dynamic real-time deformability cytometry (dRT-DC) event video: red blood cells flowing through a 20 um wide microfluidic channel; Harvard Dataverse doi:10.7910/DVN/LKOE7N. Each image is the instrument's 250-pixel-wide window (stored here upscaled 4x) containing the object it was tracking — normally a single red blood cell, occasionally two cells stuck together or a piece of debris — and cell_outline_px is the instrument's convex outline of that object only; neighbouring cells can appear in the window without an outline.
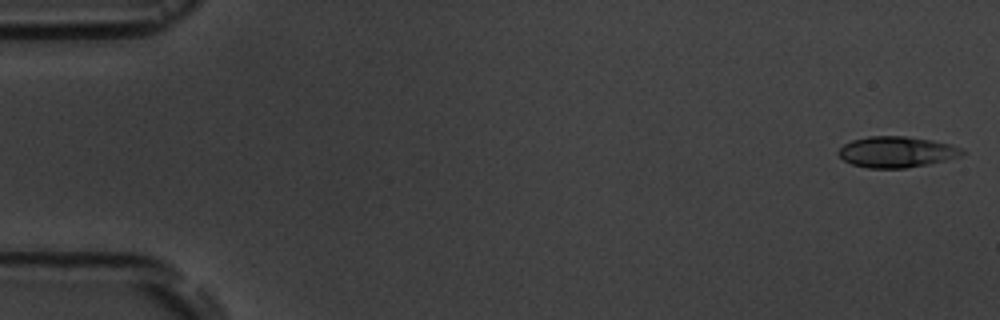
{"species": "common noctule bat (a hibernating species)", "species_latin": "Nyctalus noctula", "temperature_condition": "room temperature", "stored_images_in_passage": 11, "camera_frame_rate_fps": 3000, "um_per_image_px": 0.085, "animal": {"sex": "male", "body_mass_g": 19.5, "forearm_length_mm": 54.6}, "frame": {"image": 1, "passage_image": 1, "time_ms": 0.0, "image_size_px": [1000, 320], "cell_outline_px": [[968, 152], [960, 156], [944, 160], [904, 168], [868, 168], [852, 164], [844, 160], [836, 152], [844, 144], [852, 140], [868, 136], [904, 136], [932, 140], [952, 144]], "centroid_in_image_um": [76.2, 12.9], "position_along_channel_um": 8.8, "area_um2": 22.2}}
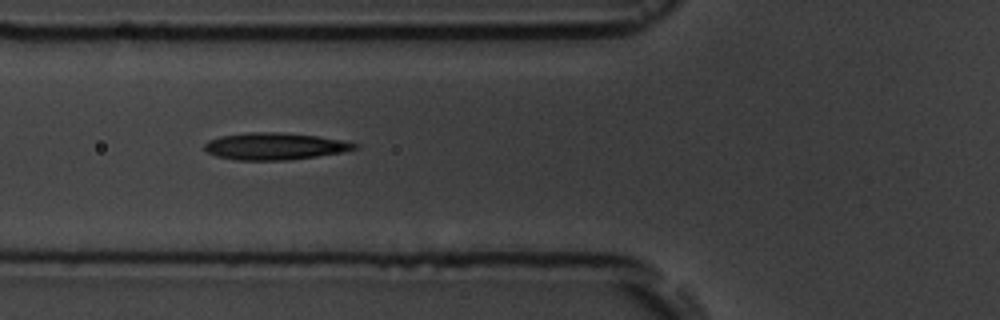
{"frame": {"image": 2, "passage_image": 6, "time_ms": 6.333, "image_size_px": [1000, 320], "cell_outline_px": [[360, 148], [340, 152], [316, 156], [288, 160], [236, 160], [216, 156], [208, 152], [204, 148], [204, 144], [208, 140], [220, 136], [248, 132], [284, 132], [316, 136], [344, 140], [360, 144]], "centroid_in_image_um": [23.37, 12.42], "position_along_channel_um": 102.4, "area_um2": 23.7}}
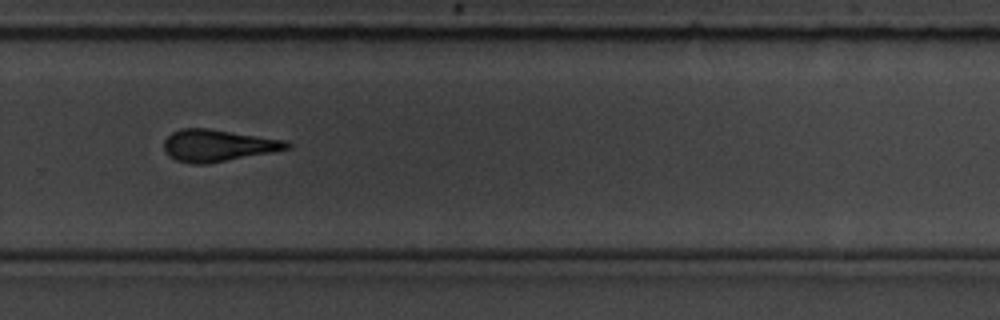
{"frame": {"image": 3, "passage_image": 11, "time_ms": 12.0, "image_size_px": [1000, 320], "cell_outline_px": [[292, 148], [272, 152], [204, 164], [192, 164], [176, 160], [168, 156], [164, 148], [164, 140], [172, 132], [180, 128], [208, 128], [284, 140], [292, 144]], "centroid_in_image_um": [18.49, 12.36], "position_along_channel_um": 311.3, "area_um2": 22.72}}